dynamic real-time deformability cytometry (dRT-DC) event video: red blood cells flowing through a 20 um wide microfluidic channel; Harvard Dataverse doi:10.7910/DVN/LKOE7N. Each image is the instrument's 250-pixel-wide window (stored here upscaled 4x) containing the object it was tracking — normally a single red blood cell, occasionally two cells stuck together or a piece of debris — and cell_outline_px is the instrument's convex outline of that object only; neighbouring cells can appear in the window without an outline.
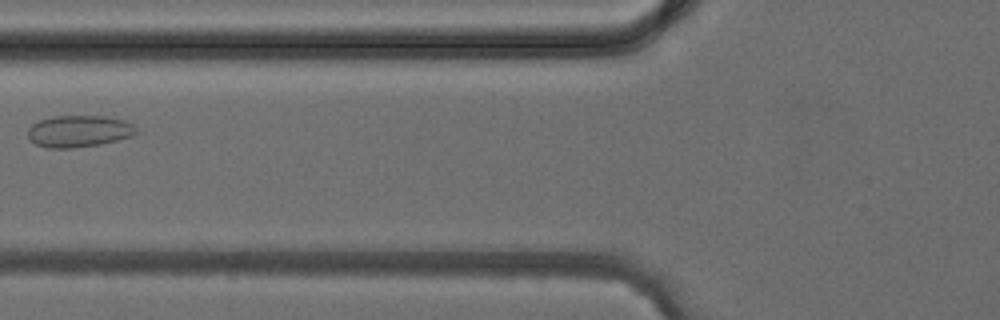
{"species": "common noctule bat (a hibernating species)", "species_latin": "Nyctalus noctula", "temperature_condition": "cold", "stored_images_in_passage": 3, "camera_frame_rate_fps": 3000, "um_per_image_px": 0.085, "animal": {"sex": "female", "body_mass_g": 24.6, "forearm_length_mm": 56.2}, "frame": {"image": 1, "passage_image": 3, "time_ms": 2.667, "image_size_px": [1000, 320], "cell_outline_px": [[136, 132], [132, 136], [100, 144], [72, 148], [48, 148], [36, 144], [28, 136], [28, 128], [32, 124], [40, 120], [52, 116], [104, 116], [124, 120], [132, 124], [136, 128]], "centroid_in_image_um": [6.69, 11.15], "position_along_channel_um": 119.1, "area_um2": 19.94}}